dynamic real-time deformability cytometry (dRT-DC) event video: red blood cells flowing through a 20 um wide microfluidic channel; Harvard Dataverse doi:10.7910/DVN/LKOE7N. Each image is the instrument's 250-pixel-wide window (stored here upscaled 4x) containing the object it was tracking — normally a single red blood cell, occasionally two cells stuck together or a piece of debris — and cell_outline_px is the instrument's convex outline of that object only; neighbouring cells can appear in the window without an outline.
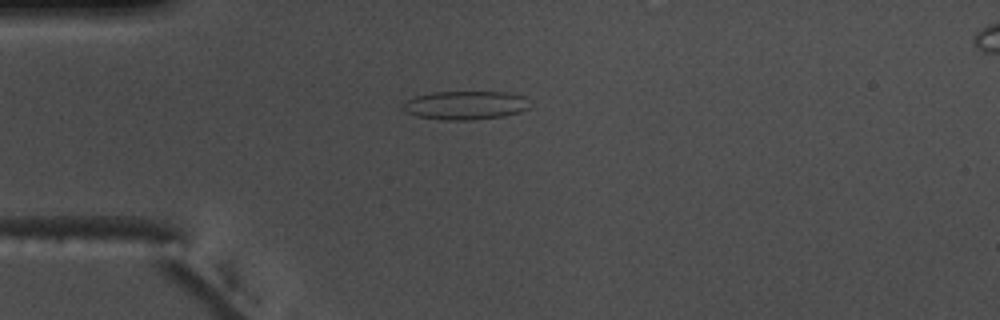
{"species": "common noctule bat (a hibernating species)", "species_latin": "Nyctalus noctula", "temperature_condition": "warm", "stored_images_in_passage": 55, "camera_frame_rate_fps": 3000, "um_per_image_px": 0.085, "animal": {"sex": "male", "body_mass_g": 17.5, "forearm_length_mm": 52.3}, "frame": {"image": 1, "passage_image": 15, "time_ms": 4.667, "image_size_px": [1000, 320], "cell_outline_px": [[532, 108], [520, 112], [504, 116], [468, 120], [448, 120], [416, 116], [408, 112], [404, 108], [404, 104], [408, 100], [416, 96], [432, 92], [504, 92], [524, 96]], "centroid_in_image_um": [39.62, 8.94], "position_along_channel_um": 45.4, "area_um2": 20.98}}
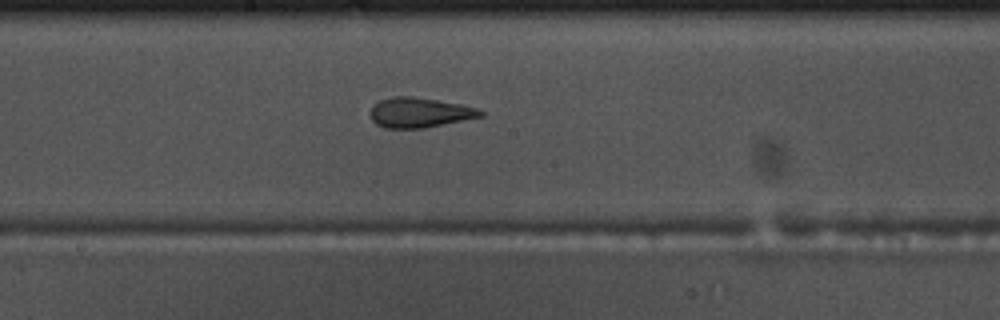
{"frame": {"image": 2, "passage_image": 30, "time_ms": 9.667, "image_size_px": [1000, 320], "cell_outline_px": [[484, 116], [424, 128], [384, 128], [376, 124], [372, 120], [368, 112], [380, 100], [392, 96], [412, 96], [460, 104], [476, 108], [484, 112]], "centroid_in_image_um": [35.64, 9.57], "position_along_channel_um": 212.6, "area_um2": 19.19}}
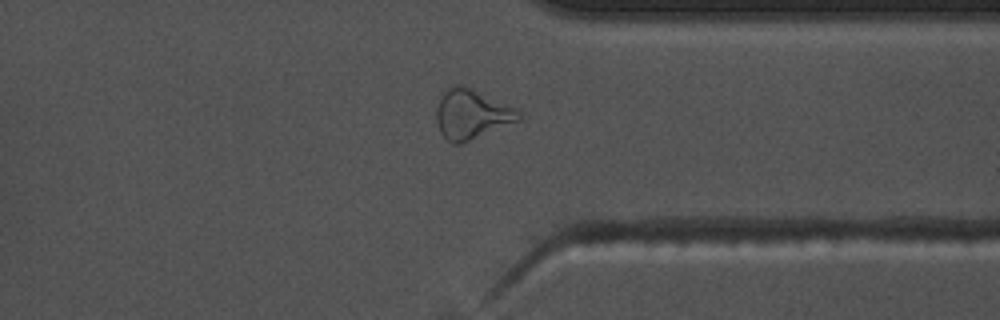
{"frame": {"image": 3, "passage_image": 43, "time_ms": 14.0, "image_size_px": [1000, 320], "cell_outline_px": [[520, 120], [460, 144], [452, 144], [440, 132], [436, 120], [436, 108], [440, 96], [452, 84], [460, 84], [512, 108], [520, 112]], "centroid_in_image_um": [40.01, 9.73], "position_along_channel_um": 371.4, "area_um2": 23.12}, "authors_computed_cell_mechanics": {"area_um2": 21.386, "velocity_mm_per_s": 3.7087, "shape_relaxation_time_tau1_ms": 9.5697, "shape_relaxation_time_tau2_ms": 2.2553, "deformation_change_tau1": 0.25, "deformation_change_tau2": 0.1204}}